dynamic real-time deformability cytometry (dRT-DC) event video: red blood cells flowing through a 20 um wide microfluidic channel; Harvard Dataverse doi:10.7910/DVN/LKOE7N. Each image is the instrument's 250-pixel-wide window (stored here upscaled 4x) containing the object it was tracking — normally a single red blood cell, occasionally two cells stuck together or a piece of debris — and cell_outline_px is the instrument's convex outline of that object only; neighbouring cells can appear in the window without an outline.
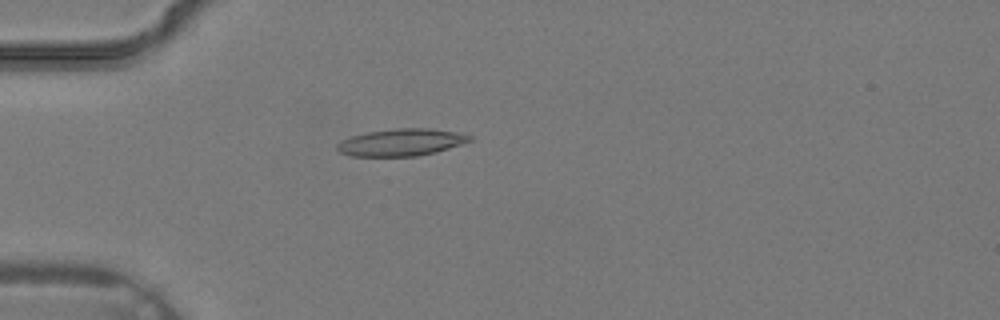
{"species": "common noctule bat (a hibernating species)", "species_latin": "Nyctalus noctula", "temperature_condition": "warm", "stored_images_in_passage": 37, "camera_frame_rate_fps": 3000, "um_per_image_px": 0.085, "animal": {"sex": "male", "body_mass_g": 19.2, "forearm_length_mm": 51.8}, "frame": {"image": 1, "passage_image": 11, "time_ms": 3.333, "image_size_px": [1000, 320], "cell_outline_px": [[472, 140], [436, 152], [416, 156], [352, 156], [340, 152], [336, 148], [336, 144], [340, 140], [352, 136], [368, 132], [396, 128], [428, 128], [456, 132], [472, 136]], "centroid_in_image_um": [34.07, 12.1], "position_along_channel_um": 50.9, "area_um2": 20.81}}
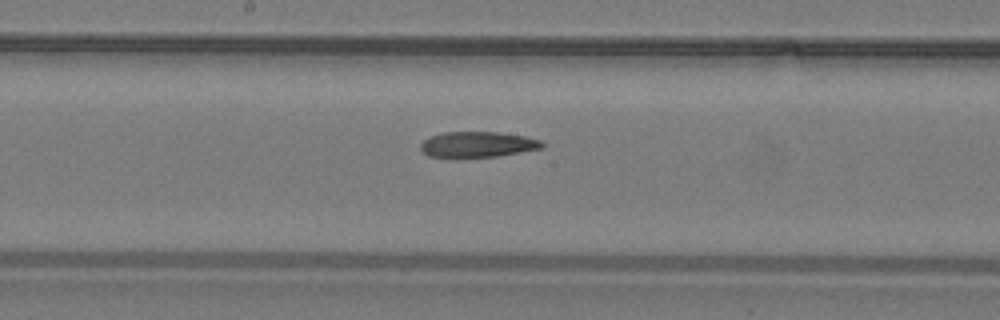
{"frame": {"image": 2, "passage_image": 20, "time_ms": 6.333, "image_size_px": [1000, 320], "cell_outline_px": [[544, 148], [496, 156], [428, 156], [420, 148], [420, 144], [424, 140], [432, 136], [444, 132], [496, 132], [524, 136], [540, 140], [544, 144]], "centroid_in_image_um": [40.63, 12.26], "position_along_channel_um": 207.6, "area_um2": 17.69}}
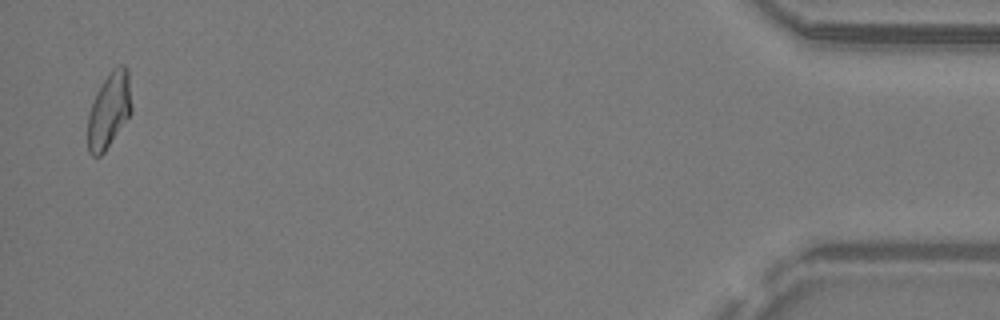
{"frame": {"image": 3, "passage_image": 36, "time_ms": 11.667, "image_size_px": [1000, 320], "cell_outline_px": [[132, 112], [104, 152], [100, 156], [92, 156], [88, 152], [88, 112], [96, 92], [112, 68], [120, 64], [124, 64], [128, 68], [132, 108]], "centroid_in_image_um": [9.28, 9.34], "position_along_channel_um": 425.9, "area_um2": 19.36}}